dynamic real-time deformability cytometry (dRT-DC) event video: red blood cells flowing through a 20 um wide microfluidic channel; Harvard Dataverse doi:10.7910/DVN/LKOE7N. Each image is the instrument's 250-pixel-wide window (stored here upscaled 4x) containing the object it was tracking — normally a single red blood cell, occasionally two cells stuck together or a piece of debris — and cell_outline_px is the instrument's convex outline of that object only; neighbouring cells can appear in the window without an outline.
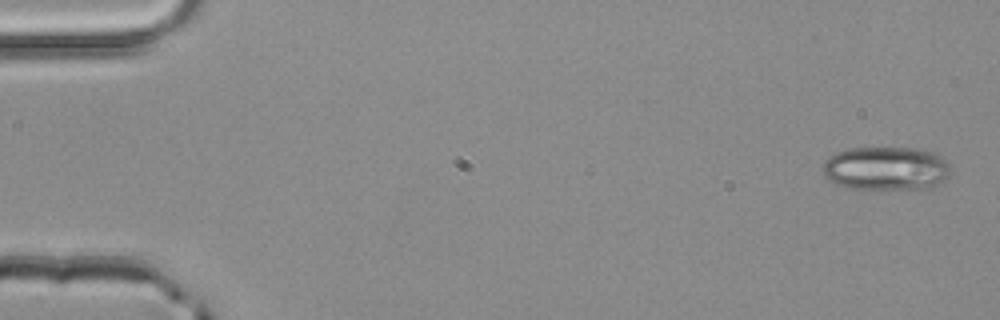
{"species": "common noctule bat (a hibernating species)", "species_latin": "Nyctalus noctula", "temperature_condition": "room temperature", "stored_images_in_passage": 4, "camera_frame_rate_fps": 3000, "um_per_image_px": 0.085, "animal": {"sex": "male", "body_mass_g": 20.4}, "frame": {"image": 1, "passage_image": 1, "time_ms": 0.0, "image_size_px": [1000, 320], "cell_outline_px": [[948, 172], [936, 184], [924, 188], [848, 188], [836, 184], [824, 176], [820, 164], [828, 156], [836, 152], [848, 148], [920, 148], [932, 152], [940, 156], [948, 164]], "centroid_in_image_um": [75.19, 14.29], "position_along_channel_um": 9.8, "area_um2": 32.14}}